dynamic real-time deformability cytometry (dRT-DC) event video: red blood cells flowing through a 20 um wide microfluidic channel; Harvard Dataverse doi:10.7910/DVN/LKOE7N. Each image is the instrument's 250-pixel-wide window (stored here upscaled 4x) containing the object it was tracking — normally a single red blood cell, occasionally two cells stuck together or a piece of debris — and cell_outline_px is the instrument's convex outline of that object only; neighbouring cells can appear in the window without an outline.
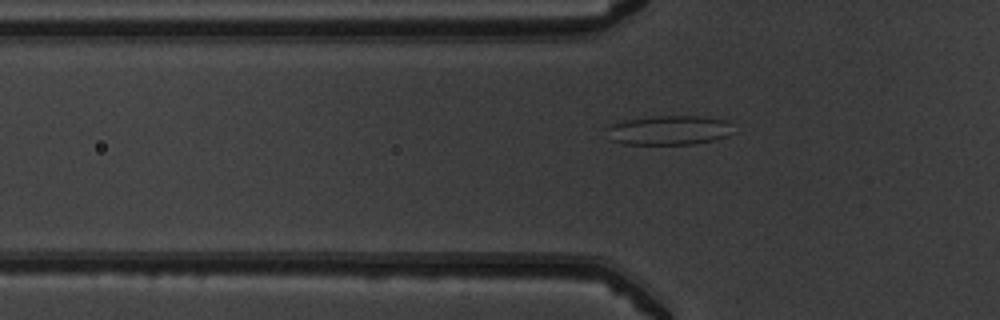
{"species": "common noctule bat (a hibernating species)", "species_latin": "Nyctalus noctula", "temperature_condition": "warm", "stored_images_in_passage": 51, "camera_frame_rate_fps": 3000, "um_per_image_px": 0.085, "animal": {"sex": "male", "body_mass_g": 19.5, "forearm_length_mm": 54.6}, "frame": {"image": 1, "passage_image": 18, "time_ms": 5.667, "image_size_px": [1000, 320], "cell_outline_px": [[736, 132], [728, 136], [716, 140], [696, 144], [624, 144], [612, 140], [604, 128], [612, 124], [624, 120], [652, 116], [700, 116], [728, 120]], "centroid_in_image_um": [56.92, 11.07], "position_along_channel_um": 68.9, "area_um2": 22.08}}
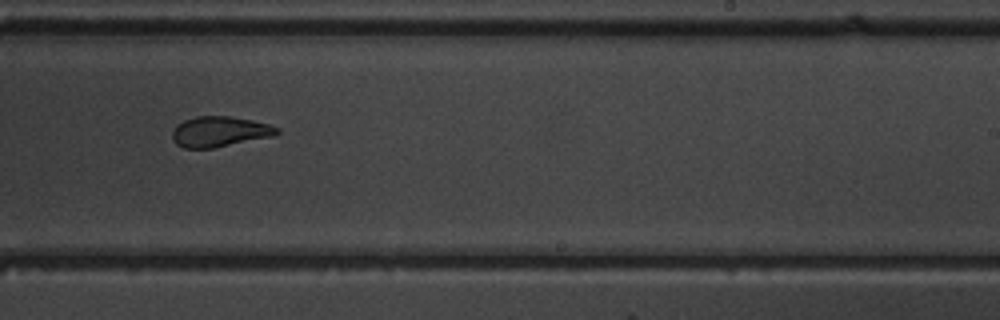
{"frame": {"image": 2, "passage_image": 33, "time_ms": 10.667, "image_size_px": [1000, 320], "cell_outline_px": [[280, 132], [272, 136], [212, 148], [184, 148], [176, 144], [172, 140], [172, 132], [176, 124], [184, 120], [196, 116], [228, 116], [252, 120], [268, 124], [280, 128]], "centroid_in_image_um": [18.63, 11.18], "position_along_channel_um": 270.4, "area_um2": 18.5}}
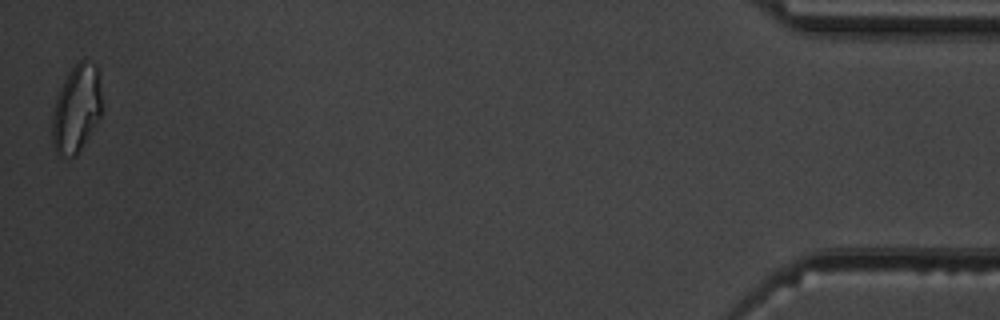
{"frame": {"image": 3, "passage_image": 51, "time_ms": 16.667, "image_size_px": [1000, 320], "cell_outline_px": [[104, 108], [96, 124], [76, 156], [60, 156], [56, 152], [52, 144], [52, 116], [56, 100], [64, 80], [68, 72], [80, 60], [84, 60], [96, 64]], "centroid_in_image_um": [6.52, 9.26], "position_along_channel_um": 428.7, "area_um2": 25.37}, "authors_computed_cell_mechanics": {"area_um2": 21.386, "velocity_mm_per_s": 4.047, "shape_relaxation_time_tau1_ms": null, "shape_relaxation_time_tau2_ms": 1.3889, "deformation_change_tau1": null, "deformation_change_tau2": 0.0746}}